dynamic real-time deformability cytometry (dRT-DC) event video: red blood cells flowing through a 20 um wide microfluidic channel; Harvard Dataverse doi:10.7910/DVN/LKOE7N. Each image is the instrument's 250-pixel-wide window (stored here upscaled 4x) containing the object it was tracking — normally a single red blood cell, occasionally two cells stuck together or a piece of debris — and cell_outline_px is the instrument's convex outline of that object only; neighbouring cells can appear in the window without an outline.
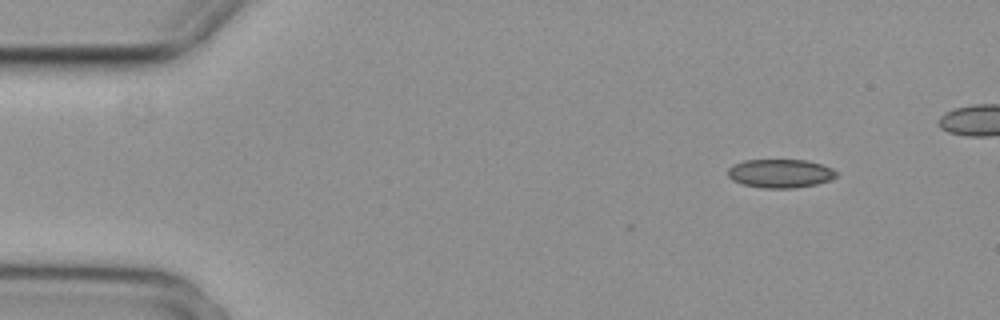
{"species": "common noctule bat (a hibernating species)", "species_latin": "Nyctalus noctula", "temperature_condition": "cold", "stored_images_in_passage": 6, "camera_frame_rate_fps": 3000, "um_per_image_px": 0.085, "animal": {"sex": "female", "body_mass_g": 29.2, "forearm_length_mm": 56.3}, "frame": {"image": 1, "passage_image": 6, "time_ms": 1.667, "image_size_px": [1000, 320], "cell_outline_px": [[840, 172], [836, 176], [828, 180], [816, 184], [796, 188], [764, 188], [744, 184], [732, 180], [728, 176], [728, 168], [732, 164], [744, 160], [808, 160], [832, 168]], "centroid_in_image_um": [66.32, 14.73], "position_along_channel_um": 18.7, "area_um2": 18.15}}